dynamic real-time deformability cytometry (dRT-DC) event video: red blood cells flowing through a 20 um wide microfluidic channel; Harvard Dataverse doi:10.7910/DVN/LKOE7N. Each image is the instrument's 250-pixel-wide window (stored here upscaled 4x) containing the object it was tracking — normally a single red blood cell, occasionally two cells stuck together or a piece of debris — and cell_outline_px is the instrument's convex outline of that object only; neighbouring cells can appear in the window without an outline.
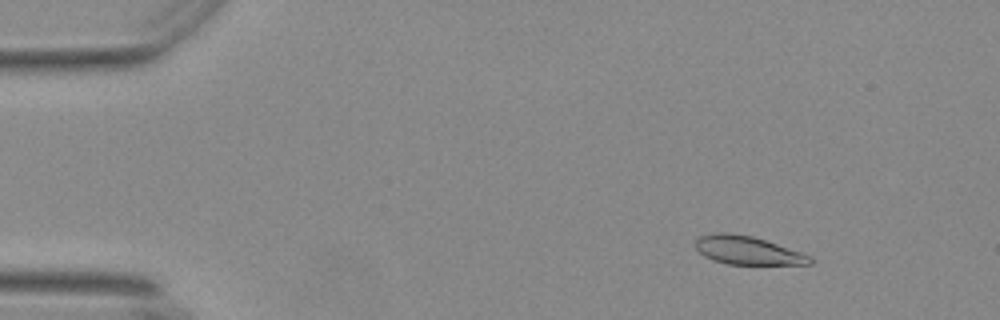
{"species": "Egyptian fruit bat (a non-hibernating species)", "species_latin": "Rousettus aegyptiacus", "temperature_condition": "warm", "stored_images_in_passage": 8, "camera_frame_rate_fps": 3000, "um_per_image_px": 0.085, "animal": {"sex": "female"}, "frame": {"image": 1, "passage_image": 6, "time_ms": 1.667, "image_size_px": [1000, 320], "cell_outline_px": [[812, 264], [728, 264], [712, 260], [704, 256], [696, 248], [696, 240], [700, 236], [720, 232], [724, 232], [752, 236], [812, 256]], "centroid_in_image_um": [63.53, 21.29], "position_along_channel_um": 21.5, "area_um2": 18.61}}